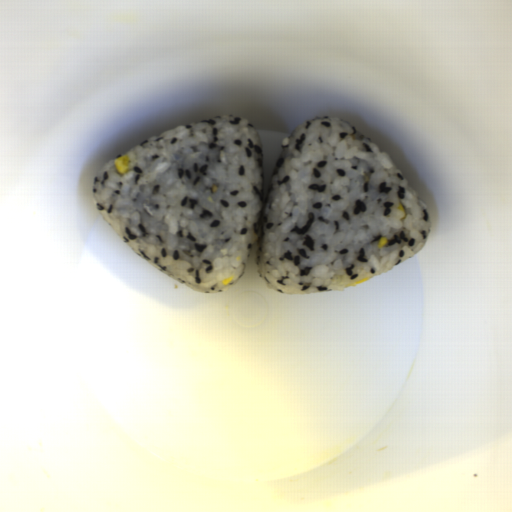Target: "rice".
I'll return each instance as SVG.
<instances>
[{
  "label": "rice",
  "instance_id": "rice-1",
  "mask_svg": "<svg viewBox=\"0 0 512 512\" xmlns=\"http://www.w3.org/2000/svg\"><path fill=\"white\" fill-rule=\"evenodd\" d=\"M124 155L130 170L121 175L114 159ZM263 183L257 127L219 115L118 154L96 172L92 191L98 213L137 255L208 295L239 282L255 242L265 285L318 295L381 275L421 250L432 230L423 199L394 161L330 116L284 138L265 200ZM382 236L388 243L379 249Z\"/></svg>",
  "mask_w": 512,
  "mask_h": 512
}]
</instances>
